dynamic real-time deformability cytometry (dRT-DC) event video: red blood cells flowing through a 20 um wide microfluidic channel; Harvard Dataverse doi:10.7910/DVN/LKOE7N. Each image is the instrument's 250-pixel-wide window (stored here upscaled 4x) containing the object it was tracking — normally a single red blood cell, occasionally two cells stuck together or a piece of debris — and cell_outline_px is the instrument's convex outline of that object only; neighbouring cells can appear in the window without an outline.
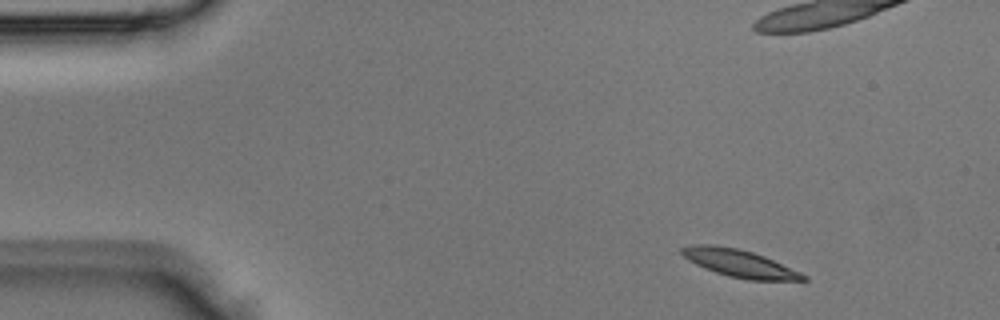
{"species": "Egyptian fruit bat (a non-hibernating species)", "species_latin": "Rousettus aegyptiacus", "temperature_condition": "room temperature", "stored_images_in_passage": 4, "camera_frame_rate_fps": 3000, "um_per_image_px": 0.085, "animal": {"sex": "male"}, "frame": {"image": 1, "passage_image": 1, "time_ms": 0.0, "image_size_px": [1000, 320], "cell_outline_px": [[808, 280], [748, 280], [728, 276], [704, 268], [688, 260], [680, 252], [680, 248], [692, 244], [712, 244], [736, 248], [752, 252], [764, 256], [800, 272], [808, 276]], "centroid_in_image_um": [62.83, 22.38], "position_along_channel_um": 22.2, "area_um2": 19.36}}